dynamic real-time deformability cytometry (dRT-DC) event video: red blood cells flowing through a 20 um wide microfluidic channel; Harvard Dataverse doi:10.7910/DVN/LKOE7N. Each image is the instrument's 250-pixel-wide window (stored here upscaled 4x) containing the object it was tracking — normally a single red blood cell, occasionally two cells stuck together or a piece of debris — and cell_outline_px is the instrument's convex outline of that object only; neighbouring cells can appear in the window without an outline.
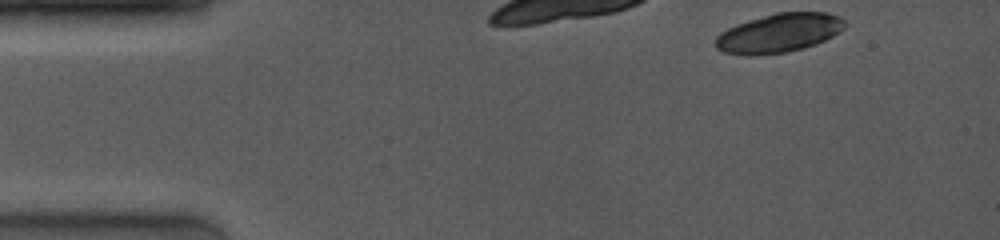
{"species": "common noctule bat (a hibernating species)", "species_latin": "Nyctalus noctula", "temperature_condition": "room temperature", "stored_images_in_passage": 8, "camera_frame_rate_fps": 4000, "um_per_image_px": 0.085, "animal": {"sex": "female", "body_mass_g": 19.0, "forearm_length_mm": 53.3}, "frame": {"image": 1, "passage_image": 1, "time_ms": 0.0, "image_size_px": [1000, 240], "cell_outline_px": [[844, 28], [840, 32], [816, 44], [804, 48], [784, 52], [748, 56], [724, 52], [716, 48], [716, 36], [720, 32], [736, 24], [748, 20], [776, 12], [828, 12], [840, 16], [844, 20]], "centroid_in_image_um": [66.21, 2.8], "position_along_channel_um": 18.8, "area_um2": 29.36}}